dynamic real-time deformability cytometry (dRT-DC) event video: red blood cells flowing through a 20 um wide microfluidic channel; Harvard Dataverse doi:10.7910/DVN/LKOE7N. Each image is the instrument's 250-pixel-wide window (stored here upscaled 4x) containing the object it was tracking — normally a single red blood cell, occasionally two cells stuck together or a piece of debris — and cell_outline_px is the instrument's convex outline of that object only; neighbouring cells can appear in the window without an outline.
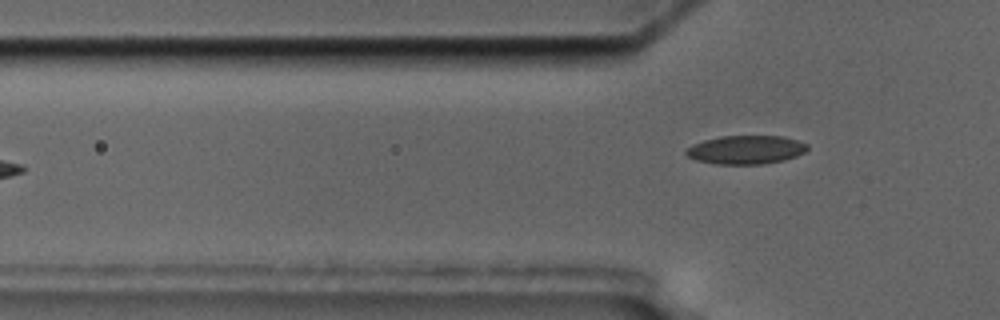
{"species": "common noctule bat (a hibernating species)", "species_latin": "Nyctalus noctula", "temperature_condition": "cold", "stored_images_in_passage": 7, "camera_frame_rate_fps": 3000, "um_per_image_px": 0.085, "animal": {"sex": "male", "body_mass_g": 17.5, "forearm_length_mm": 52.3}, "frame": {"image": 1, "passage_image": 4, "time_ms": 5.667, "image_size_px": [1000, 320], "cell_outline_px": [[808, 148], [804, 152], [796, 156], [784, 160], [764, 164], [716, 164], [696, 160], [688, 156], [684, 152], [692, 144], [704, 140], [720, 136], [784, 136], [808, 144]], "centroid_in_image_um": [63.4, 12.73], "position_along_channel_um": 62.4, "area_um2": 20.23}}
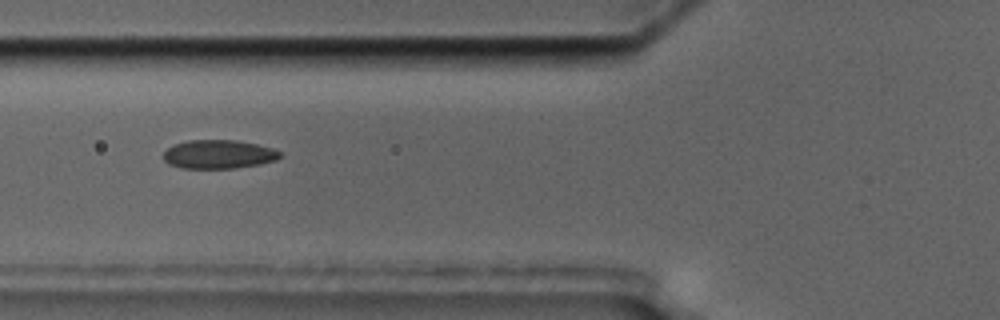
{"frame": {"image": 2, "passage_image": 5, "time_ms": 7.0, "image_size_px": [1000, 320], "cell_outline_px": [[284, 156], [276, 160], [260, 164], [236, 168], [180, 168], [168, 164], [164, 160], [164, 152], [172, 144], [188, 140], [236, 140], [256, 144], [272, 148], [280, 152]], "centroid_in_image_um": [18.58, 13.11], "position_along_channel_um": 107.2, "area_um2": 19.65}}
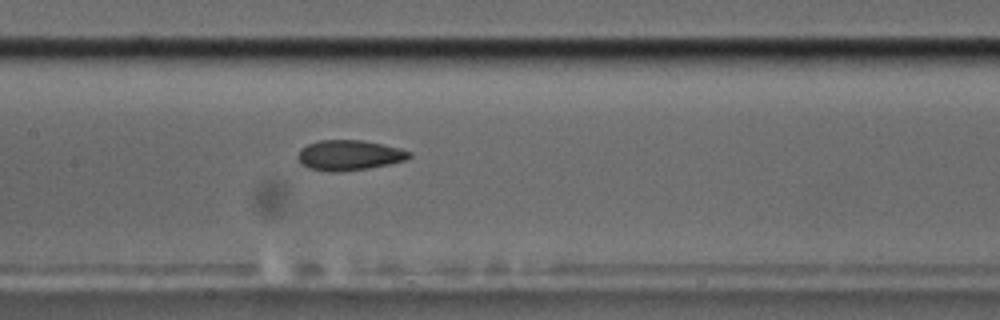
{"frame": {"image": 3, "passage_image": 7, "time_ms": 9.0, "image_size_px": [1000, 320], "cell_outline_px": [[412, 156], [404, 160], [388, 164], [368, 168], [340, 172], [332, 172], [308, 168], [300, 164], [296, 156], [300, 148], [308, 144], [320, 140], [360, 140], [384, 144], [412, 152]], "centroid_in_image_um": [29.64, 13.19], "position_along_channel_um": 177.8, "area_um2": 19.71}}